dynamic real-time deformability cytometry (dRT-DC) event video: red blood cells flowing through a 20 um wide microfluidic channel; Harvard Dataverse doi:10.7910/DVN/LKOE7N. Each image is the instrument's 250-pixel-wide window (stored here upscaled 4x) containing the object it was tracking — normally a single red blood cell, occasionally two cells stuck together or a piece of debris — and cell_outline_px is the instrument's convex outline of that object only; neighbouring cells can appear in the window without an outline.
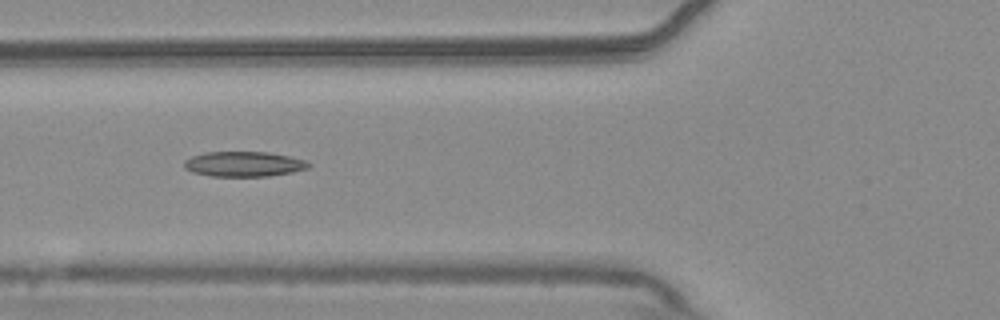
{"species": "common noctule bat (a hibernating species)", "species_latin": "Nyctalus noctula", "temperature_condition": "warm", "stored_images_in_passage": 12, "camera_frame_rate_fps": 3000, "um_per_image_px": 0.085, "animal": {"sex": "male", "body_mass_g": 20.4}, "frame": {"image": 1, "passage_image": 6, "time_ms": 1.667, "image_size_px": [1000, 320], "cell_outline_px": [[312, 164], [308, 168], [292, 172], [268, 176], [212, 176], [192, 172], [184, 168], [184, 160], [192, 156], [204, 152], [268, 152], [308, 160]], "centroid_in_image_um": [20.74, 13.94], "position_along_channel_um": 105.1, "area_um2": 18.26}}